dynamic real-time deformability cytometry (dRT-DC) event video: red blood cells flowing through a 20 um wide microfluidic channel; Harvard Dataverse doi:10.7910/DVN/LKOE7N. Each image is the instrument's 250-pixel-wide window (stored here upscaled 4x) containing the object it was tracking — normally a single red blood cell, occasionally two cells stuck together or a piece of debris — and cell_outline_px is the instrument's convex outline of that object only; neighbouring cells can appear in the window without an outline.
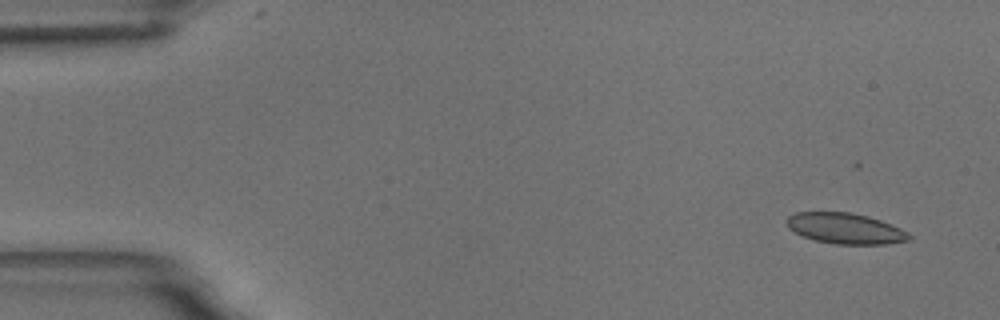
{"species": "common noctule bat (a hibernating species)", "species_latin": "Nyctalus noctula", "temperature_condition": "room temperature", "stored_images_in_passage": 6, "camera_frame_rate_fps": 3000, "um_per_image_px": 0.085, "animal": {"sex": "male", "body_mass_g": 18.8}, "frame": {"image": 1, "passage_image": 1, "time_ms": 0.0, "image_size_px": [1000, 320], "cell_outline_px": [[912, 240], [888, 244], [836, 244], [816, 240], [804, 236], [788, 228], [784, 220], [788, 216], [796, 212], [852, 212], [868, 216], [892, 224], [908, 232], [912, 236]], "centroid_in_image_um": [71.88, 19.41], "position_along_channel_um": 13.1, "area_um2": 22.08}}
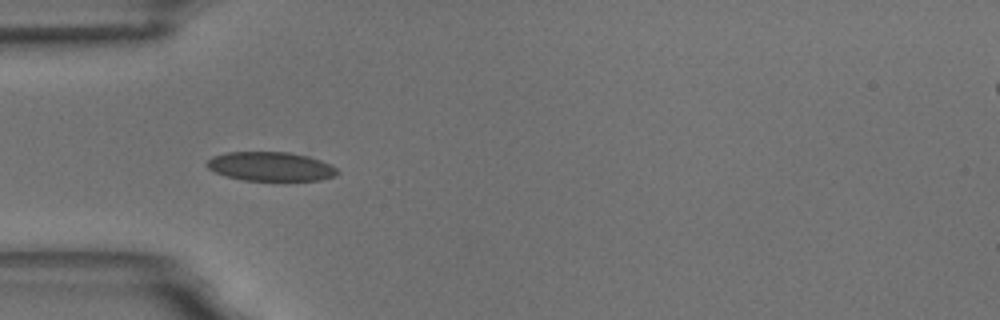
{"frame": {"image": 2, "passage_image": 5, "time_ms": 4.667, "image_size_px": [1000, 320], "cell_outline_px": [[340, 172], [336, 176], [320, 180], [244, 180], [228, 176], [216, 172], [208, 168], [204, 164], [212, 156], [228, 152], [288, 152], [308, 156], [332, 164]], "centroid_in_image_um": [23.03, 14.14], "position_along_channel_um": 62.0, "area_um2": 22.08}}
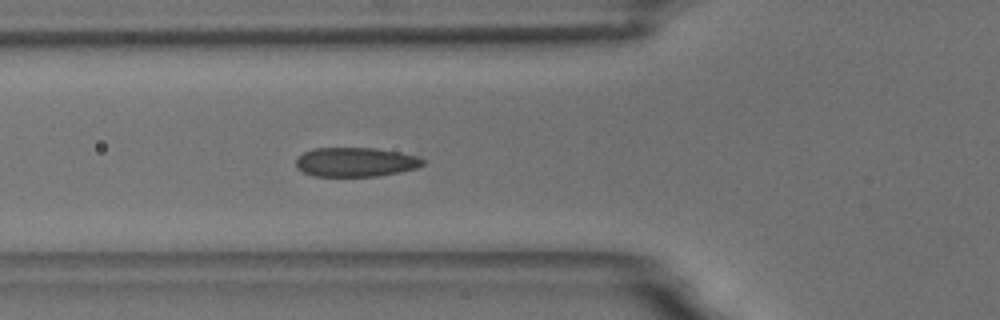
{"frame": {"image": 3, "passage_image": 6, "time_ms": 5.667, "image_size_px": [1000, 320], "cell_outline_px": [[424, 164], [416, 168], [400, 172], [376, 176], [312, 176], [296, 168], [296, 156], [312, 148], [376, 148], [400, 152], [420, 156], [424, 160]], "centroid_in_image_um": [30.22, 13.77], "position_along_channel_um": 95.6, "area_um2": 21.85}}